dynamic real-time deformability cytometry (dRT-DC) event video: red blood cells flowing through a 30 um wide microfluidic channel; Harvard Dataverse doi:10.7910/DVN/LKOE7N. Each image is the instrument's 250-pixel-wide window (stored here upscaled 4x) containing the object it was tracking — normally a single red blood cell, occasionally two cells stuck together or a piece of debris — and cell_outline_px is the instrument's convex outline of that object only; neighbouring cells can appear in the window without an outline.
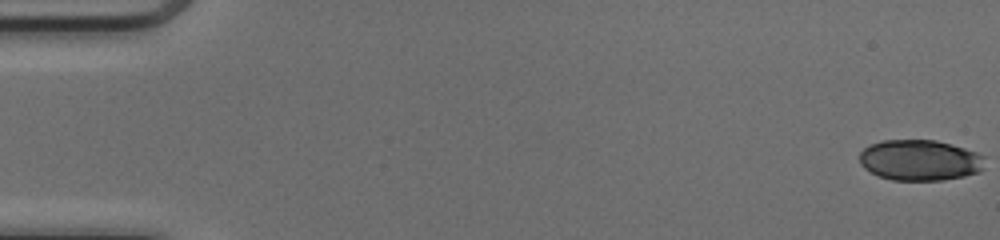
{"species": "common noctule bat (a hibernating species)", "species_latin": "Nyctalus noctula", "temperature_condition": "cold", "stored_images_in_passage": 50, "camera_frame_rate_fps": 3000, "um_per_image_px": 0.085, "animal": {"sex": "female", "body_mass_g": 17.0, "forearm_length_mm": 48.0}, "frame": {"image": 1, "passage_image": 1, "time_ms": 0.0, "image_size_px": [1000, 240], "cell_outline_px": [[984, 168], [980, 172], [964, 176], [944, 180], [892, 180], [880, 176], [864, 168], [860, 164], [860, 152], [864, 148], [872, 144], [884, 140], [936, 140], [964, 148], [976, 152], [984, 156]], "centroid_in_image_um": [78.21, 13.62], "position_along_channel_um": 6.8, "area_um2": 29.77}}
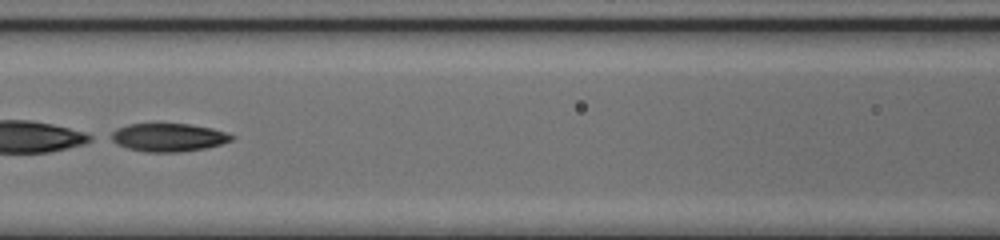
{"frame": {"image": 2, "passage_image": 24, "time_ms": 7.667, "image_size_px": [1000, 240], "cell_outline_px": [[236, 136], [232, 140], [220, 144], [204, 148], [180, 152], [144, 152], [128, 148], [116, 144], [108, 140], [104, 136], [116, 128], [128, 124], [188, 124], [212, 128]], "centroid_in_image_um": [14.2, 11.68], "position_along_channel_um": 152.4, "area_um2": 20.06}}
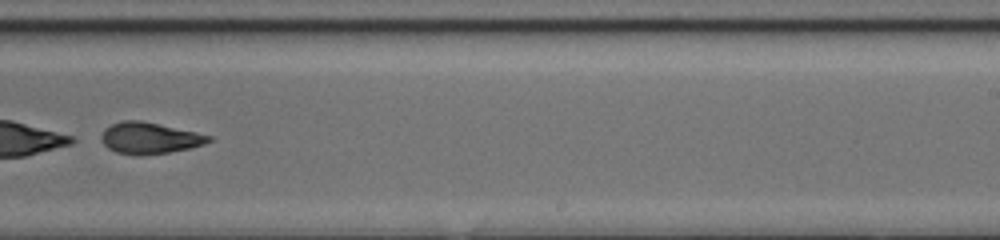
{"frame": {"image": 3, "passage_image": 33, "time_ms": 10.667, "image_size_px": [1000, 240], "cell_outline_px": [[212, 140], [204, 144], [188, 148], [168, 152], [140, 156], [136, 156], [116, 152], [108, 148], [104, 144], [100, 136], [104, 128], [112, 124], [124, 120], [140, 120], [196, 132], [212, 136]], "centroid_in_image_um": [12.68, 11.74], "position_along_channel_um": 276.3, "area_um2": 19.59}}